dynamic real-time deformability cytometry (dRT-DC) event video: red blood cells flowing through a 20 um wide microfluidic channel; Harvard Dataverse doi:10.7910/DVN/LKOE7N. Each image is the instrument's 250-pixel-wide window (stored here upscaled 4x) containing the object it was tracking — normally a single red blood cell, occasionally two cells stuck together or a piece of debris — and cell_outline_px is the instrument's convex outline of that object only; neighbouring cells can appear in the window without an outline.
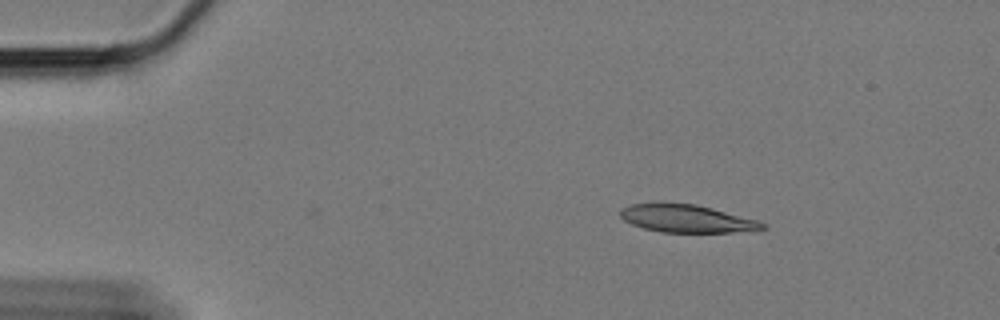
{"species": "Egyptian fruit bat (a non-hibernating species)", "species_latin": "Rousettus aegyptiacus", "temperature_condition": "cold", "stored_images_in_passage": 38, "camera_frame_rate_fps": 3000, "um_per_image_px": 0.085, "animal": {"sex": "female"}, "frame": {"image": 1, "passage_image": 1, "time_ms": 0.0, "image_size_px": [1000, 320], "cell_outline_px": [[768, 228], [732, 232], [660, 232], [644, 228], [632, 224], [624, 220], [620, 216], [620, 208], [632, 204], [696, 204], [712, 208], [756, 220], [768, 224]], "centroid_in_image_um": [58.37, 18.59], "position_along_channel_um": 26.6, "area_um2": 22.54}}
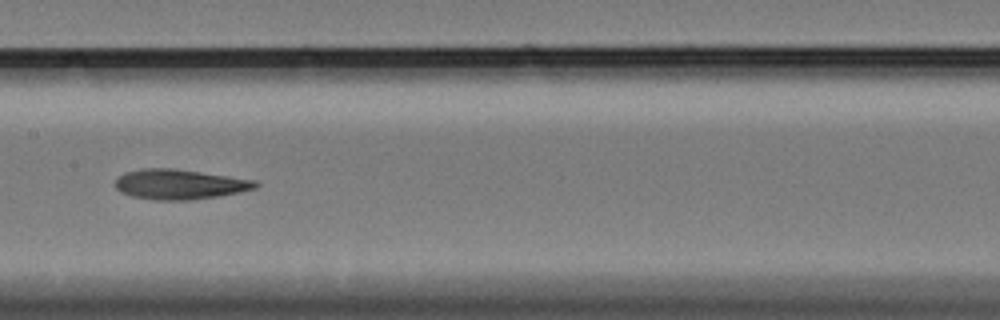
{"frame": {"image": 2, "passage_image": 22, "time_ms": 7.0, "image_size_px": [1000, 320], "cell_outline_px": [[260, 184], [256, 188], [240, 192], [220, 196], [192, 200], [156, 200], [132, 196], [120, 192], [116, 188], [116, 180], [124, 172], [144, 168], [172, 168], [256, 180]], "centroid_in_image_um": [15.28, 15.67], "position_along_channel_um": 192.1, "area_um2": 24.51}}
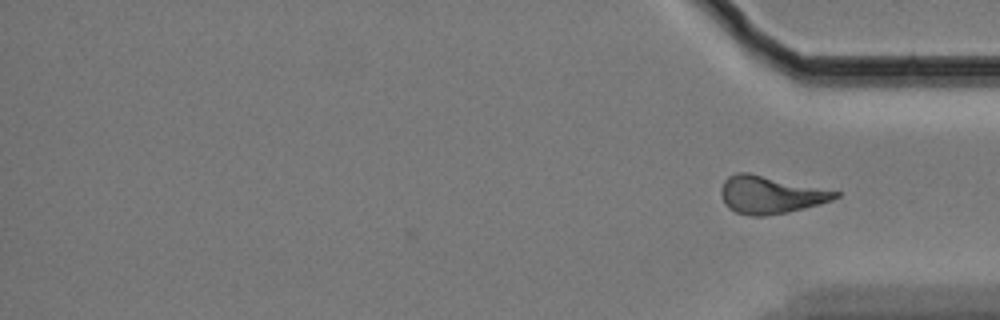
{"frame": {"image": 3, "passage_image": 38, "time_ms": 12.333, "image_size_px": [1000, 320], "cell_outline_px": [[840, 196], [832, 200], [804, 208], [788, 212], [764, 216], [752, 216], [736, 212], [728, 208], [724, 204], [720, 192], [720, 188], [724, 180], [728, 176], [736, 172], [748, 172], [840, 192]], "centroid_in_image_um": [65.43, 16.55], "position_along_channel_um": 369.8, "area_um2": 24.97}, "authors_computed_cell_mechanics": {"area_um2": 24.1604, "velocity_mm_per_s": 3.3386, "shape_relaxation_time_tau1_ms": 7.5801, "shape_relaxation_time_tau2_ms": 6.8951, "deformation_change_tau1": 0.2038, "deformation_change_tau2": 0.1696}}